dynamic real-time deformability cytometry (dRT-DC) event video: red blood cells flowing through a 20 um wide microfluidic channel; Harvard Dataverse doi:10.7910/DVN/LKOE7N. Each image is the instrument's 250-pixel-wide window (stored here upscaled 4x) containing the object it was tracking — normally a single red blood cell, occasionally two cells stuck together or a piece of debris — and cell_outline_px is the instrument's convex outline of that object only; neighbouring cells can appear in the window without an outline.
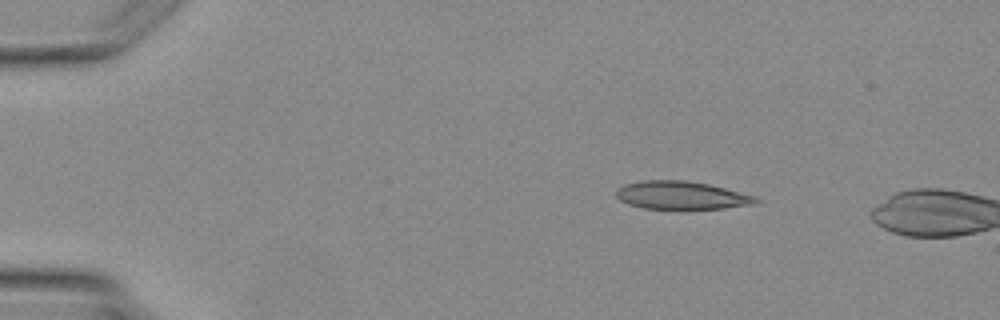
{"species": "Egyptian fruit bat (a non-hibernating species)", "species_latin": "Rousettus aegyptiacus", "temperature_condition": "warm", "stored_images_in_passage": 3, "camera_frame_rate_fps": 3000, "um_per_image_px": 0.085, "animal": {"sex": "female"}, "frame": {"image": 1, "passage_image": 2, "time_ms": 1.0, "image_size_px": [1000, 320], "cell_outline_px": [[760, 200], [756, 204], [724, 208], [684, 212], [644, 208], [628, 204], [620, 200], [616, 196], [616, 188], [624, 184], [640, 180], [688, 180], [708, 184], [756, 196]], "centroid_in_image_um": [57.91, 16.64], "position_along_channel_um": 27.1, "area_um2": 23.93}}